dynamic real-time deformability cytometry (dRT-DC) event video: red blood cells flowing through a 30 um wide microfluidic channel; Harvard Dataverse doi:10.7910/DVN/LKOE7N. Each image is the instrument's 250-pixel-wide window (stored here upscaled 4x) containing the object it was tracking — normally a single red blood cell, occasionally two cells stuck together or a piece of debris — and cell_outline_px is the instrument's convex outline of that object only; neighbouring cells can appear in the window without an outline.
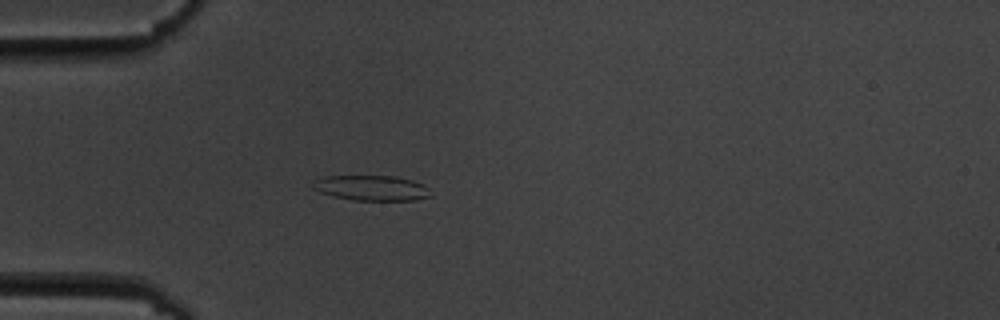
{"species": "common noctule bat (a hibernating species)", "species_latin": "Nyctalus noctula", "temperature_condition": "cold", "stored_images_in_passage": 5, "camera_frame_rate_fps": 3000, "um_per_image_px": 0.085, "animal": {"sex": "male", "body_mass_g": 19.5, "forearm_length_mm": 54.6}, "frame": {"image": 1, "passage_image": 4, "time_ms": 3.333, "image_size_px": [1000, 320], "cell_outline_px": [[432, 196], [416, 200], [352, 200], [332, 196], [320, 192], [312, 188], [312, 184], [316, 180], [324, 176], [396, 176], [412, 180], [424, 184], [428, 188]], "centroid_in_image_um": [31.6, 15.98], "position_along_channel_um": 53.4, "area_um2": 17.4}}